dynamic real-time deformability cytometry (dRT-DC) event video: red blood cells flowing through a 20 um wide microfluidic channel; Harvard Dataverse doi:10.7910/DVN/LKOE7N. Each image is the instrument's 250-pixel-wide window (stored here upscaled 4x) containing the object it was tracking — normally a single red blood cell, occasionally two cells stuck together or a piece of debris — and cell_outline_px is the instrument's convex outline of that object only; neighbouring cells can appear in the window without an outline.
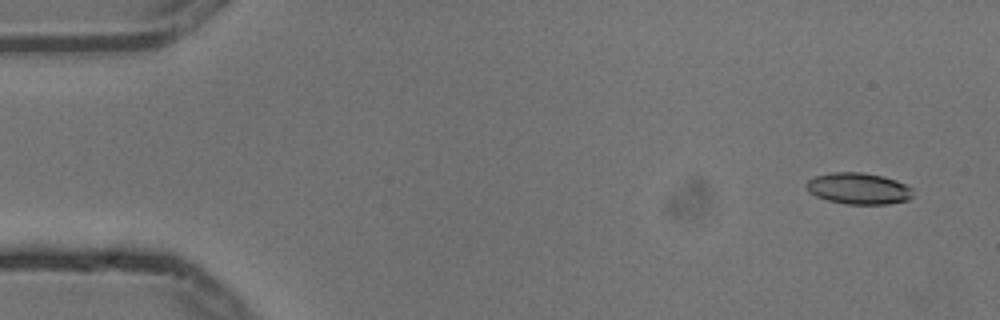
{"species": "common noctule bat (a hibernating species)", "species_latin": "Nyctalus noctula", "temperature_condition": "cold", "stored_images_in_passage": 7, "camera_frame_rate_fps": 3000, "um_per_image_px": 0.085, "animal": {"sex": "male", "body_mass_g": 13.3}, "frame": {"image": 1, "passage_image": 1, "time_ms": 0.0, "image_size_px": [1000, 320], "cell_outline_px": [[912, 196], [908, 200], [888, 204], [844, 204], [828, 200], [816, 196], [808, 192], [804, 184], [808, 180], [816, 176], [832, 172], [860, 172], [884, 176], [896, 180], [912, 188]], "centroid_in_image_um": [72.95, 16.02], "position_along_channel_um": 12.0, "area_um2": 19.59}}
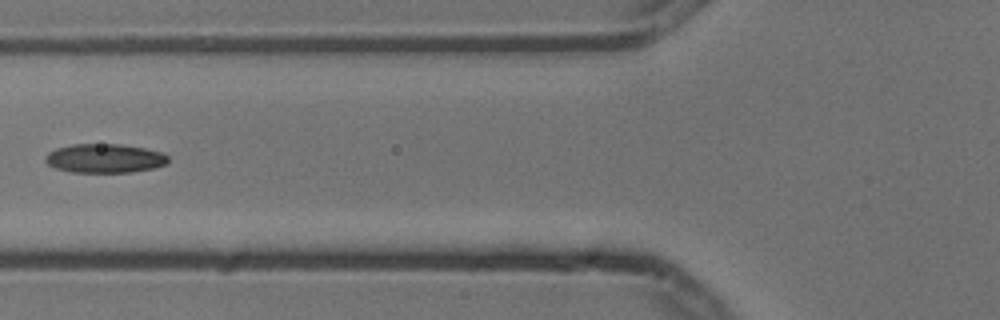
{"frame": {"image": 2, "passage_image": 6, "time_ms": 1.667, "image_size_px": [1000, 320], "cell_outline_px": [[168, 164], [156, 168], [132, 172], [72, 172], [56, 168], [48, 164], [44, 160], [44, 156], [48, 152], [56, 148], [72, 144], [120, 144], [144, 148], [160, 152], [168, 156]], "centroid_in_image_um": [8.9, 13.46], "position_along_channel_um": 116.9, "area_um2": 20.87}}
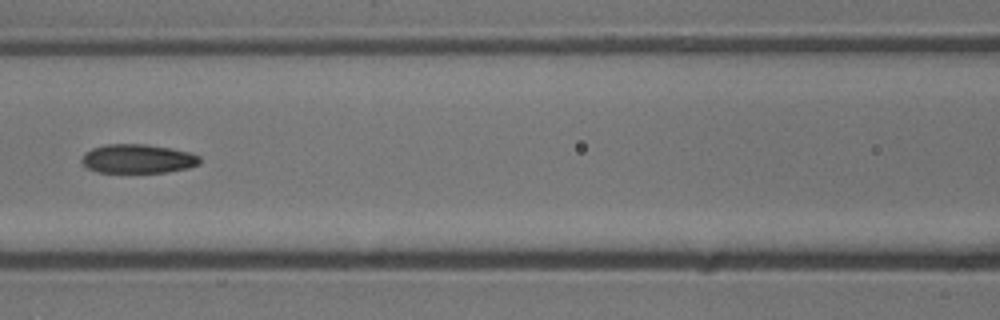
{"frame": {"image": 3, "passage_image": 7, "time_ms": 2.0, "image_size_px": [1000, 320], "cell_outline_px": [[200, 164], [188, 168], [168, 172], [96, 172], [88, 168], [80, 160], [84, 152], [92, 148], [104, 144], [144, 144], [172, 148], [188, 152], [200, 156]], "centroid_in_image_um": [11.7, 13.49], "position_along_channel_um": 154.9, "area_um2": 20.06}}